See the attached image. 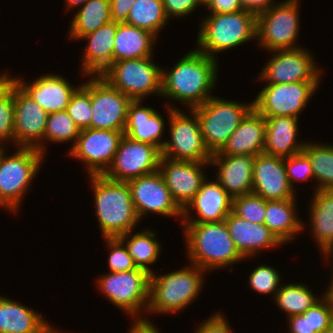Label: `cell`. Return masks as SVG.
I'll return each instance as SVG.
<instances>
[{
  "label": "cell",
  "mask_w": 333,
  "mask_h": 333,
  "mask_svg": "<svg viewBox=\"0 0 333 333\" xmlns=\"http://www.w3.org/2000/svg\"><path fill=\"white\" fill-rule=\"evenodd\" d=\"M176 61L171 68L162 67L161 98L166 99L163 98L164 105L178 109L176 102H182L184 108L193 109L214 96L220 77L217 59L192 48Z\"/></svg>",
  "instance_id": "6da1fadb"
},
{
  "label": "cell",
  "mask_w": 333,
  "mask_h": 333,
  "mask_svg": "<svg viewBox=\"0 0 333 333\" xmlns=\"http://www.w3.org/2000/svg\"><path fill=\"white\" fill-rule=\"evenodd\" d=\"M187 262L208 272L233 271L234 264L248 261L237 250L225 221L181 224Z\"/></svg>",
  "instance_id": "7a4b0ae2"
},
{
  "label": "cell",
  "mask_w": 333,
  "mask_h": 333,
  "mask_svg": "<svg viewBox=\"0 0 333 333\" xmlns=\"http://www.w3.org/2000/svg\"><path fill=\"white\" fill-rule=\"evenodd\" d=\"M93 190L94 215L103 238H117L138 229L141 220L132 201L127 182L113 181L104 175H88Z\"/></svg>",
  "instance_id": "3957f363"
},
{
  "label": "cell",
  "mask_w": 333,
  "mask_h": 333,
  "mask_svg": "<svg viewBox=\"0 0 333 333\" xmlns=\"http://www.w3.org/2000/svg\"><path fill=\"white\" fill-rule=\"evenodd\" d=\"M205 275L209 274L191 263L162 275L153 272L150 277V300L146 314L164 316L183 312L202 294Z\"/></svg>",
  "instance_id": "277c9868"
},
{
  "label": "cell",
  "mask_w": 333,
  "mask_h": 333,
  "mask_svg": "<svg viewBox=\"0 0 333 333\" xmlns=\"http://www.w3.org/2000/svg\"><path fill=\"white\" fill-rule=\"evenodd\" d=\"M195 48L218 60L220 53L256 42L257 16L247 10L201 16ZM217 55V56H216Z\"/></svg>",
  "instance_id": "5b68a950"
},
{
  "label": "cell",
  "mask_w": 333,
  "mask_h": 333,
  "mask_svg": "<svg viewBox=\"0 0 333 333\" xmlns=\"http://www.w3.org/2000/svg\"><path fill=\"white\" fill-rule=\"evenodd\" d=\"M15 149L9 153L6 148L0 156V208L12 215H18L25 195L46 160L35 148Z\"/></svg>",
  "instance_id": "8992f818"
},
{
  "label": "cell",
  "mask_w": 333,
  "mask_h": 333,
  "mask_svg": "<svg viewBox=\"0 0 333 333\" xmlns=\"http://www.w3.org/2000/svg\"><path fill=\"white\" fill-rule=\"evenodd\" d=\"M151 274L141 268L98 275L96 288L130 318H143L149 306ZM145 311V312H144Z\"/></svg>",
  "instance_id": "52a82bcc"
},
{
  "label": "cell",
  "mask_w": 333,
  "mask_h": 333,
  "mask_svg": "<svg viewBox=\"0 0 333 333\" xmlns=\"http://www.w3.org/2000/svg\"><path fill=\"white\" fill-rule=\"evenodd\" d=\"M169 137L161 148V155L165 158L192 162H209L212 153L205 145L201 132V125L193 109H172L167 105ZM189 111V112H188ZM188 112V113H186ZM170 139V140H169Z\"/></svg>",
  "instance_id": "ba28073f"
},
{
  "label": "cell",
  "mask_w": 333,
  "mask_h": 333,
  "mask_svg": "<svg viewBox=\"0 0 333 333\" xmlns=\"http://www.w3.org/2000/svg\"><path fill=\"white\" fill-rule=\"evenodd\" d=\"M253 109V101L227 100L212 96L202 105L193 108L196 112L205 145L213 154L220 151L241 121Z\"/></svg>",
  "instance_id": "9c48e42d"
},
{
  "label": "cell",
  "mask_w": 333,
  "mask_h": 333,
  "mask_svg": "<svg viewBox=\"0 0 333 333\" xmlns=\"http://www.w3.org/2000/svg\"><path fill=\"white\" fill-rule=\"evenodd\" d=\"M300 0H284L257 15L256 46L267 52L303 47L299 40L301 29ZM300 34V35H299Z\"/></svg>",
  "instance_id": "30bf717a"
},
{
  "label": "cell",
  "mask_w": 333,
  "mask_h": 333,
  "mask_svg": "<svg viewBox=\"0 0 333 333\" xmlns=\"http://www.w3.org/2000/svg\"><path fill=\"white\" fill-rule=\"evenodd\" d=\"M153 57L113 62L100 76L132 100L161 98L162 66Z\"/></svg>",
  "instance_id": "8fae6325"
},
{
  "label": "cell",
  "mask_w": 333,
  "mask_h": 333,
  "mask_svg": "<svg viewBox=\"0 0 333 333\" xmlns=\"http://www.w3.org/2000/svg\"><path fill=\"white\" fill-rule=\"evenodd\" d=\"M259 72L257 82L283 84L294 82H322L324 68L306 47L274 50ZM315 58V59H314Z\"/></svg>",
  "instance_id": "7c38bea8"
},
{
  "label": "cell",
  "mask_w": 333,
  "mask_h": 333,
  "mask_svg": "<svg viewBox=\"0 0 333 333\" xmlns=\"http://www.w3.org/2000/svg\"><path fill=\"white\" fill-rule=\"evenodd\" d=\"M321 82L265 84L253 99V108L264 117L299 118Z\"/></svg>",
  "instance_id": "4fadbf2b"
},
{
  "label": "cell",
  "mask_w": 333,
  "mask_h": 333,
  "mask_svg": "<svg viewBox=\"0 0 333 333\" xmlns=\"http://www.w3.org/2000/svg\"><path fill=\"white\" fill-rule=\"evenodd\" d=\"M123 136V131L85 128L66 154L82 162L88 175H103L111 166Z\"/></svg>",
  "instance_id": "5bb4252c"
},
{
  "label": "cell",
  "mask_w": 333,
  "mask_h": 333,
  "mask_svg": "<svg viewBox=\"0 0 333 333\" xmlns=\"http://www.w3.org/2000/svg\"><path fill=\"white\" fill-rule=\"evenodd\" d=\"M133 204L140 220L148 214L177 218L182 221L183 209L173 199L159 170L127 181Z\"/></svg>",
  "instance_id": "9a60e30c"
},
{
  "label": "cell",
  "mask_w": 333,
  "mask_h": 333,
  "mask_svg": "<svg viewBox=\"0 0 333 333\" xmlns=\"http://www.w3.org/2000/svg\"><path fill=\"white\" fill-rule=\"evenodd\" d=\"M161 156L158 147L124 135L111 166L103 175L113 181L127 182L159 170Z\"/></svg>",
  "instance_id": "2e32d148"
},
{
  "label": "cell",
  "mask_w": 333,
  "mask_h": 333,
  "mask_svg": "<svg viewBox=\"0 0 333 333\" xmlns=\"http://www.w3.org/2000/svg\"><path fill=\"white\" fill-rule=\"evenodd\" d=\"M131 101L101 76H91V128L124 131Z\"/></svg>",
  "instance_id": "e0dca14e"
},
{
  "label": "cell",
  "mask_w": 333,
  "mask_h": 333,
  "mask_svg": "<svg viewBox=\"0 0 333 333\" xmlns=\"http://www.w3.org/2000/svg\"><path fill=\"white\" fill-rule=\"evenodd\" d=\"M48 114L14 81V147H32L43 154Z\"/></svg>",
  "instance_id": "ac0fdd59"
},
{
  "label": "cell",
  "mask_w": 333,
  "mask_h": 333,
  "mask_svg": "<svg viewBox=\"0 0 333 333\" xmlns=\"http://www.w3.org/2000/svg\"><path fill=\"white\" fill-rule=\"evenodd\" d=\"M209 162L173 160L161 156L159 171L176 203L184 209L209 175ZM206 168V170H204Z\"/></svg>",
  "instance_id": "d6986e66"
},
{
  "label": "cell",
  "mask_w": 333,
  "mask_h": 333,
  "mask_svg": "<svg viewBox=\"0 0 333 333\" xmlns=\"http://www.w3.org/2000/svg\"><path fill=\"white\" fill-rule=\"evenodd\" d=\"M232 206L233 198L216 179L211 180L208 176L194 198L183 209L181 224L225 221L232 212Z\"/></svg>",
  "instance_id": "ffe728a7"
},
{
  "label": "cell",
  "mask_w": 333,
  "mask_h": 333,
  "mask_svg": "<svg viewBox=\"0 0 333 333\" xmlns=\"http://www.w3.org/2000/svg\"><path fill=\"white\" fill-rule=\"evenodd\" d=\"M252 193L266 201L298 198L288 181L284 158L265 153L255 156Z\"/></svg>",
  "instance_id": "44dd1931"
},
{
  "label": "cell",
  "mask_w": 333,
  "mask_h": 333,
  "mask_svg": "<svg viewBox=\"0 0 333 333\" xmlns=\"http://www.w3.org/2000/svg\"><path fill=\"white\" fill-rule=\"evenodd\" d=\"M14 81L47 113L66 110L70 98L81 85L72 84L64 75L46 73L32 82L14 75Z\"/></svg>",
  "instance_id": "7402d4cb"
},
{
  "label": "cell",
  "mask_w": 333,
  "mask_h": 333,
  "mask_svg": "<svg viewBox=\"0 0 333 333\" xmlns=\"http://www.w3.org/2000/svg\"><path fill=\"white\" fill-rule=\"evenodd\" d=\"M255 156L222 155L219 151L213 153L209 164L216 166L215 177L222 188L232 197L244 196L253 190V163Z\"/></svg>",
  "instance_id": "603a6c76"
},
{
  "label": "cell",
  "mask_w": 333,
  "mask_h": 333,
  "mask_svg": "<svg viewBox=\"0 0 333 333\" xmlns=\"http://www.w3.org/2000/svg\"><path fill=\"white\" fill-rule=\"evenodd\" d=\"M231 239L246 259L260 255L266 250L284 245L264 224H256L237 216L233 211L225 219Z\"/></svg>",
  "instance_id": "cb8c5ba5"
},
{
  "label": "cell",
  "mask_w": 333,
  "mask_h": 333,
  "mask_svg": "<svg viewBox=\"0 0 333 333\" xmlns=\"http://www.w3.org/2000/svg\"><path fill=\"white\" fill-rule=\"evenodd\" d=\"M118 24L111 21L80 39L87 41L80 59L82 78L83 76H100L113 63L114 39Z\"/></svg>",
  "instance_id": "d4e9b609"
},
{
  "label": "cell",
  "mask_w": 333,
  "mask_h": 333,
  "mask_svg": "<svg viewBox=\"0 0 333 333\" xmlns=\"http://www.w3.org/2000/svg\"><path fill=\"white\" fill-rule=\"evenodd\" d=\"M145 100H132L127 114L124 135L132 140L150 143L160 150L166 139V123L163 115L152 106L143 105ZM163 140V141H162Z\"/></svg>",
  "instance_id": "484cf974"
},
{
  "label": "cell",
  "mask_w": 333,
  "mask_h": 333,
  "mask_svg": "<svg viewBox=\"0 0 333 333\" xmlns=\"http://www.w3.org/2000/svg\"><path fill=\"white\" fill-rule=\"evenodd\" d=\"M266 118L265 144L263 153L286 158L302 152L306 143L298 134L300 118L275 116ZM300 140V141H299Z\"/></svg>",
  "instance_id": "4316f807"
},
{
  "label": "cell",
  "mask_w": 333,
  "mask_h": 333,
  "mask_svg": "<svg viewBox=\"0 0 333 333\" xmlns=\"http://www.w3.org/2000/svg\"><path fill=\"white\" fill-rule=\"evenodd\" d=\"M46 316L7 296H0V333H49Z\"/></svg>",
  "instance_id": "83f0119b"
},
{
  "label": "cell",
  "mask_w": 333,
  "mask_h": 333,
  "mask_svg": "<svg viewBox=\"0 0 333 333\" xmlns=\"http://www.w3.org/2000/svg\"><path fill=\"white\" fill-rule=\"evenodd\" d=\"M265 131L266 118L253 108L219 152L227 156H257L262 154L265 144Z\"/></svg>",
  "instance_id": "f1b7e54d"
},
{
  "label": "cell",
  "mask_w": 333,
  "mask_h": 333,
  "mask_svg": "<svg viewBox=\"0 0 333 333\" xmlns=\"http://www.w3.org/2000/svg\"><path fill=\"white\" fill-rule=\"evenodd\" d=\"M299 199L266 201L264 225L283 243L289 244L296 236L302 234L306 227L305 219H301L298 210ZM297 204V205H296ZM305 228V229H304ZM302 232V233H301Z\"/></svg>",
  "instance_id": "f546056e"
},
{
  "label": "cell",
  "mask_w": 333,
  "mask_h": 333,
  "mask_svg": "<svg viewBox=\"0 0 333 333\" xmlns=\"http://www.w3.org/2000/svg\"><path fill=\"white\" fill-rule=\"evenodd\" d=\"M308 208L309 231L319 254L333 244V190L312 192ZM310 213V214H309Z\"/></svg>",
  "instance_id": "4dcf8cb0"
},
{
  "label": "cell",
  "mask_w": 333,
  "mask_h": 333,
  "mask_svg": "<svg viewBox=\"0 0 333 333\" xmlns=\"http://www.w3.org/2000/svg\"><path fill=\"white\" fill-rule=\"evenodd\" d=\"M157 37L127 23H119L114 39L113 62L154 57Z\"/></svg>",
  "instance_id": "1f68e13d"
},
{
  "label": "cell",
  "mask_w": 333,
  "mask_h": 333,
  "mask_svg": "<svg viewBox=\"0 0 333 333\" xmlns=\"http://www.w3.org/2000/svg\"><path fill=\"white\" fill-rule=\"evenodd\" d=\"M157 231L143 228L138 232L132 230L118 238L125 244L137 268L150 274L155 272L151 265L159 260L162 252V242L157 238Z\"/></svg>",
  "instance_id": "d6a6232c"
},
{
  "label": "cell",
  "mask_w": 333,
  "mask_h": 333,
  "mask_svg": "<svg viewBox=\"0 0 333 333\" xmlns=\"http://www.w3.org/2000/svg\"><path fill=\"white\" fill-rule=\"evenodd\" d=\"M75 12L67 32L72 41L78 42L83 36L111 22L110 0H88Z\"/></svg>",
  "instance_id": "836d02e7"
},
{
  "label": "cell",
  "mask_w": 333,
  "mask_h": 333,
  "mask_svg": "<svg viewBox=\"0 0 333 333\" xmlns=\"http://www.w3.org/2000/svg\"><path fill=\"white\" fill-rule=\"evenodd\" d=\"M308 283L295 282L280 286L275 294L273 302L278 309L288 317L304 313L307 309L318 302L325 293L316 295Z\"/></svg>",
  "instance_id": "e575fe53"
},
{
  "label": "cell",
  "mask_w": 333,
  "mask_h": 333,
  "mask_svg": "<svg viewBox=\"0 0 333 333\" xmlns=\"http://www.w3.org/2000/svg\"><path fill=\"white\" fill-rule=\"evenodd\" d=\"M312 141V142H311ZM306 141L303 152L311 162L317 190H333V144Z\"/></svg>",
  "instance_id": "d590c367"
},
{
  "label": "cell",
  "mask_w": 333,
  "mask_h": 333,
  "mask_svg": "<svg viewBox=\"0 0 333 333\" xmlns=\"http://www.w3.org/2000/svg\"><path fill=\"white\" fill-rule=\"evenodd\" d=\"M168 22L163 0H136L125 23L149 31L159 38L161 30L165 29Z\"/></svg>",
  "instance_id": "8d00e7d4"
},
{
  "label": "cell",
  "mask_w": 333,
  "mask_h": 333,
  "mask_svg": "<svg viewBox=\"0 0 333 333\" xmlns=\"http://www.w3.org/2000/svg\"><path fill=\"white\" fill-rule=\"evenodd\" d=\"M80 128L73 122L66 110L48 114L46 129L43 137V155L46 157L47 143H71L69 150L74 146Z\"/></svg>",
  "instance_id": "74e56055"
},
{
  "label": "cell",
  "mask_w": 333,
  "mask_h": 333,
  "mask_svg": "<svg viewBox=\"0 0 333 333\" xmlns=\"http://www.w3.org/2000/svg\"><path fill=\"white\" fill-rule=\"evenodd\" d=\"M75 90L66 108L68 115L80 128H91L92 107H91V76ZM84 82V83H83Z\"/></svg>",
  "instance_id": "f35d334b"
},
{
  "label": "cell",
  "mask_w": 333,
  "mask_h": 333,
  "mask_svg": "<svg viewBox=\"0 0 333 333\" xmlns=\"http://www.w3.org/2000/svg\"><path fill=\"white\" fill-rule=\"evenodd\" d=\"M281 276L283 275H281L277 268L266 263H261L250 272L247 284L252 291L260 295H269L273 300L275 294L283 284Z\"/></svg>",
  "instance_id": "ab89813d"
},
{
  "label": "cell",
  "mask_w": 333,
  "mask_h": 333,
  "mask_svg": "<svg viewBox=\"0 0 333 333\" xmlns=\"http://www.w3.org/2000/svg\"><path fill=\"white\" fill-rule=\"evenodd\" d=\"M232 211L246 221L264 224L266 200L254 193L235 197L233 198Z\"/></svg>",
  "instance_id": "60d3db41"
},
{
  "label": "cell",
  "mask_w": 333,
  "mask_h": 333,
  "mask_svg": "<svg viewBox=\"0 0 333 333\" xmlns=\"http://www.w3.org/2000/svg\"><path fill=\"white\" fill-rule=\"evenodd\" d=\"M9 144L14 146V82L0 96V145Z\"/></svg>",
  "instance_id": "b9f144b4"
},
{
  "label": "cell",
  "mask_w": 333,
  "mask_h": 333,
  "mask_svg": "<svg viewBox=\"0 0 333 333\" xmlns=\"http://www.w3.org/2000/svg\"><path fill=\"white\" fill-rule=\"evenodd\" d=\"M284 166L290 186L297 194L296 183L315 181L311 162L303 151L284 158Z\"/></svg>",
  "instance_id": "7bdbcfd3"
},
{
  "label": "cell",
  "mask_w": 333,
  "mask_h": 333,
  "mask_svg": "<svg viewBox=\"0 0 333 333\" xmlns=\"http://www.w3.org/2000/svg\"><path fill=\"white\" fill-rule=\"evenodd\" d=\"M106 249L109 251L108 271L123 272L137 269L132 257L130 256L125 244L117 238H103Z\"/></svg>",
  "instance_id": "ee69618b"
},
{
  "label": "cell",
  "mask_w": 333,
  "mask_h": 333,
  "mask_svg": "<svg viewBox=\"0 0 333 333\" xmlns=\"http://www.w3.org/2000/svg\"><path fill=\"white\" fill-rule=\"evenodd\" d=\"M311 333H324L333 323V305L324 294L310 307Z\"/></svg>",
  "instance_id": "f6af8a7d"
},
{
  "label": "cell",
  "mask_w": 333,
  "mask_h": 333,
  "mask_svg": "<svg viewBox=\"0 0 333 333\" xmlns=\"http://www.w3.org/2000/svg\"><path fill=\"white\" fill-rule=\"evenodd\" d=\"M203 6L199 0H163V7L167 18L176 19L186 18L195 11L198 7Z\"/></svg>",
  "instance_id": "bcb514c9"
},
{
  "label": "cell",
  "mask_w": 333,
  "mask_h": 333,
  "mask_svg": "<svg viewBox=\"0 0 333 333\" xmlns=\"http://www.w3.org/2000/svg\"><path fill=\"white\" fill-rule=\"evenodd\" d=\"M222 311H215L203 323L196 325L194 333H234L230 321ZM236 333V332H235Z\"/></svg>",
  "instance_id": "7dc6e473"
},
{
  "label": "cell",
  "mask_w": 333,
  "mask_h": 333,
  "mask_svg": "<svg viewBox=\"0 0 333 333\" xmlns=\"http://www.w3.org/2000/svg\"><path fill=\"white\" fill-rule=\"evenodd\" d=\"M288 333H311L310 308L304 313L286 318Z\"/></svg>",
  "instance_id": "c3c4849f"
},
{
  "label": "cell",
  "mask_w": 333,
  "mask_h": 333,
  "mask_svg": "<svg viewBox=\"0 0 333 333\" xmlns=\"http://www.w3.org/2000/svg\"><path fill=\"white\" fill-rule=\"evenodd\" d=\"M208 13H233L243 10L239 0H209L204 6Z\"/></svg>",
  "instance_id": "681fc988"
},
{
  "label": "cell",
  "mask_w": 333,
  "mask_h": 333,
  "mask_svg": "<svg viewBox=\"0 0 333 333\" xmlns=\"http://www.w3.org/2000/svg\"><path fill=\"white\" fill-rule=\"evenodd\" d=\"M136 0H110L111 21L124 23L126 22L129 10Z\"/></svg>",
  "instance_id": "f907efd6"
},
{
  "label": "cell",
  "mask_w": 333,
  "mask_h": 333,
  "mask_svg": "<svg viewBox=\"0 0 333 333\" xmlns=\"http://www.w3.org/2000/svg\"><path fill=\"white\" fill-rule=\"evenodd\" d=\"M243 10H247L256 16L267 11L272 6L277 5L282 1L277 0H239Z\"/></svg>",
  "instance_id": "816d5d0a"
},
{
  "label": "cell",
  "mask_w": 333,
  "mask_h": 333,
  "mask_svg": "<svg viewBox=\"0 0 333 333\" xmlns=\"http://www.w3.org/2000/svg\"><path fill=\"white\" fill-rule=\"evenodd\" d=\"M143 317V318H131L132 320L131 326L126 333H161L160 329L157 328L158 326L151 321L150 317Z\"/></svg>",
  "instance_id": "f5cc1de1"
},
{
  "label": "cell",
  "mask_w": 333,
  "mask_h": 333,
  "mask_svg": "<svg viewBox=\"0 0 333 333\" xmlns=\"http://www.w3.org/2000/svg\"><path fill=\"white\" fill-rule=\"evenodd\" d=\"M3 72V73H2ZM14 82V76L7 71H0V96L4 94Z\"/></svg>",
  "instance_id": "db71d44e"
},
{
  "label": "cell",
  "mask_w": 333,
  "mask_h": 333,
  "mask_svg": "<svg viewBox=\"0 0 333 333\" xmlns=\"http://www.w3.org/2000/svg\"><path fill=\"white\" fill-rule=\"evenodd\" d=\"M64 8L66 10V12L70 11H75L77 9H79L81 6H83L88 0H64ZM76 8V9H75ZM75 9V10H74Z\"/></svg>",
  "instance_id": "11a10c76"
},
{
  "label": "cell",
  "mask_w": 333,
  "mask_h": 333,
  "mask_svg": "<svg viewBox=\"0 0 333 333\" xmlns=\"http://www.w3.org/2000/svg\"><path fill=\"white\" fill-rule=\"evenodd\" d=\"M322 256V259H323V262L326 261V263L329 261L333 262V244H331L324 252H322L320 254ZM331 262V264L333 265V263ZM331 269H333V266L331 267ZM330 271H333V270H330Z\"/></svg>",
  "instance_id": "9f6ffc18"
},
{
  "label": "cell",
  "mask_w": 333,
  "mask_h": 333,
  "mask_svg": "<svg viewBox=\"0 0 333 333\" xmlns=\"http://www.w3.org/2000/svg\"><path fill=\"white\" fill-rule=\"evenodd\" d=\"M330 281L328 283L327 286H325V288L327 287V289H325V291H322L325 293V295L329 298L330 302L333 305V271H330ZM332 279V280H331Z\"/></svg>",
  "instance_id": "6f0895ef"
},
{
  "label": "cell",
  "mask_w": 333,
  "mask_h": 333,
  "mask_svg": "<svg viewBox=\"0 0 333 333\" xmlns=\"http://www.w3.org/2000/svg\"><path fill=\"white\" fill-rule=\"evenodd\" d=\"M67 330H61L60 328L58 329L56 326L53 325V333H67Z\"/></svg>",
  "instance_id": "680465c9"
},
{
  "label": "cell",
  "mask_w": 333,
  "mask_h": 333,
  "mask_svg": "<svg viewBox=\"0 0 333 333\" xmlns=\"http://www.w3.org/2000/svg\"><path fill=\"white\" fill-rule=\"evenodd\" d=\"M324 333H333V323L330 325V327Z\"/></svg>",
  "instance_id": "91938a15"
},
{
  "label": "cell",
  "mask_w": 333,
  "mask_h": 333,
  "mask_svg": "<svg viewBox=\"0 0 333 333\" xmlns=\"http://www.w3.org/2000/svg\"><path fill=\"white\" fill-rule=\"evenodd\" d=\"M203 7L208 3L209 0H199Z\"/></svg>",
  "instance_id": "94428289"
},
{
  "label": "cell",
  "mask_w": 333,
  "mask_h": 333,
  "mask_svg": "<svg viewBox=\"0 0 333 333\" xmlns=\"http://www.w3.org/2000/svg\"><path fill=\"white\" fill-rule=\"evenodd\" d=\"M6 148H7V147H5V146H1V145H0V156H1L2 152H3Z\"/></svg>",
  "instance_id": "6125c7cd"
}]
</instances>
